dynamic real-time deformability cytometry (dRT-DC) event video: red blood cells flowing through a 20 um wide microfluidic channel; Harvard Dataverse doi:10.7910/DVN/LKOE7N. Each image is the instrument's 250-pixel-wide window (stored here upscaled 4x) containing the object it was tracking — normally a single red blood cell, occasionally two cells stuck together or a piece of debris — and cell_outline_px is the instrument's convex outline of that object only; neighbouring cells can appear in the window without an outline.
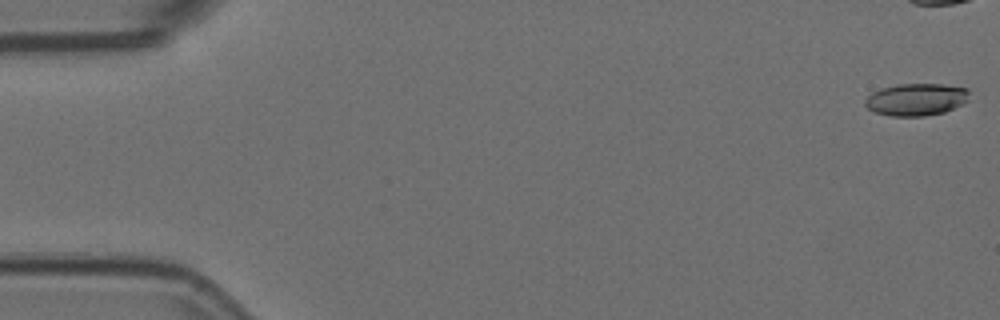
{"species": "Egyptian fruit bat (a non-hibernating species)", "species_latin": "Rousettus aegyptiacus", "temperature_condition": "room temperature", "stored_images_in_passage": 43, "camera_frame_rate_fps": 3000, "um_per_image_px": 0.085, "animal": {"sex": "female"}, "frame": {"image": 1, "passage_image": 1, "time_ms": 0.0, "image_size_px": [1000, 320], "cell_outline_px": [[968, 100], [944, 112], [924, 116], [892, 116], [876, 112], [868, 108], [864, 104], [864, 100], [872, 92], [880, 88], [896, 84], [944, 84], [968, 88]], "centroid_in_image_um": [77.85, 8.44], "position_along_channel_um": 7.2, "area_um2": 19.54}}